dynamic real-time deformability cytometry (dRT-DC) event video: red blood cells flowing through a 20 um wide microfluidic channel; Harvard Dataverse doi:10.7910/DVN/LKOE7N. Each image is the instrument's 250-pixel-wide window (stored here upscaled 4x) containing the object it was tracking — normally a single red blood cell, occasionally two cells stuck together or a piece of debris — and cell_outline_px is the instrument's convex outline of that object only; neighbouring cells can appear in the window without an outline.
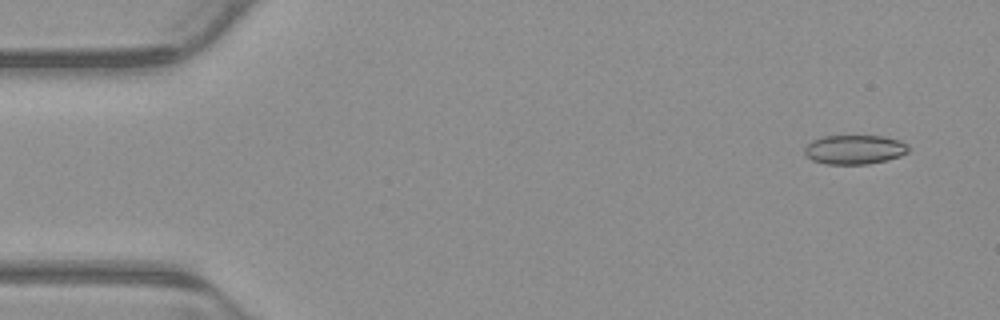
{"species": "common noctule bat (a hibernating species)", "species_latin": "Nyctalus noctula", "temperature_condition": "warm", "stored_images_in_passage": 5, "camera_frame_rate_fps": 3000, "um_per_image_px": 0.085, "animal": {"sex": "male", "body_mass_g": 23.1, "forearm_length_mm": 52.7}, "frame": {"image": 1, "passage_image": 2, "time_ms": 0.333, "image_size_px": [1000, 320], "cell_outline_px": [[908, 152], [900, 156], [888, 160], [868, 164], [824, 164], [812, 160], [804, 152], [804, 148], [812, 140], [824, 136], [884, 136], [900, 140], [908, 144]], "centroid_in_image_um": [72.65, 12.71], "position_along_channel_um": 12.3, "area_um2": 17.8}}
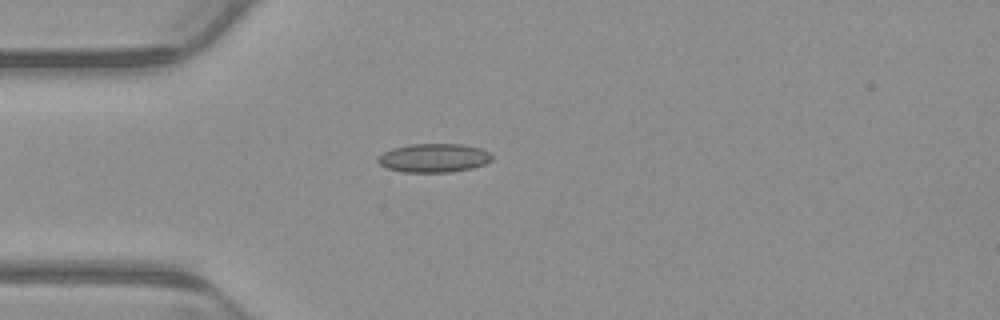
{"frame": {"image": 2, "passage_image": 5, "time_ms": 1.333, "image_size_px": [1000, 320], "cell_outline_px": [[492, 160], [484, 164], [472, 168], [452, 172], [404, 172], [388, 168], [380, 164], [376, 160], [384, 152], [392, 148], [408, 144], [460, 144], [480, 148], [488, 152], [492, 156]], "centroid_in_image_um": [36.88, 13.42], "position_along_channel_um": 48.1, "area_um2": 19.02}}